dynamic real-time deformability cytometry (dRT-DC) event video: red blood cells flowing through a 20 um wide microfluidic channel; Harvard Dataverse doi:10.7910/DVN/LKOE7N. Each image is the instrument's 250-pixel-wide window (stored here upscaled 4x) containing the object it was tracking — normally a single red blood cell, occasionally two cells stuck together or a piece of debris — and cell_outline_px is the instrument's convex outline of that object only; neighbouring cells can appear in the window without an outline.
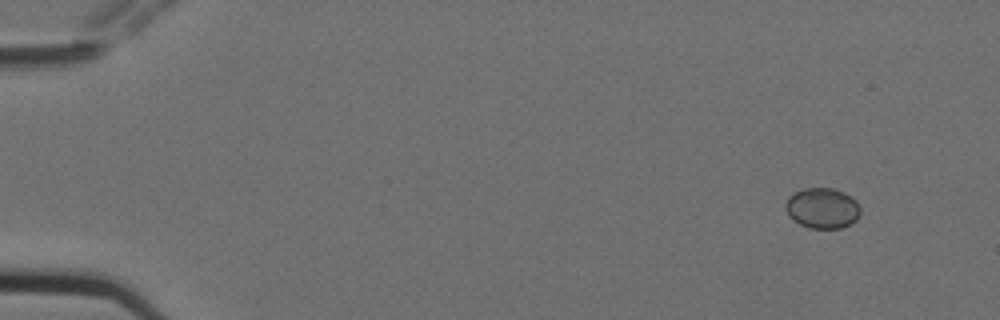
{"species": "Egyptian fruit bat (a non-hibernating species)", "species_latin": "Rousettus aegyptiacus", "temperature_condition": "cold", "stored_images_in_passage": 5, "camera_frame_rate_fps": 3000, "um_per_image_px": 0.085, "animal": {"sex": "female"}, "frame": {"image": 1, "passage_image": 1, "time_ms": 0.0, "image_size_px": [1000, 320], "cell_outline_px": [[860, 212], [856, 220], [852, 224], [840, 228], [808, 228], [792, 220], [788, 216], [784, 208], [784, 204], [788, 196], [804, 188], [832, 188], [844, 192], [852, 196], [856, 200], [860, 208]], "centroid_in_image_um": [69.88, 17.69], "position_along_channel_um": 15.1, "area_um2": 17.98}}
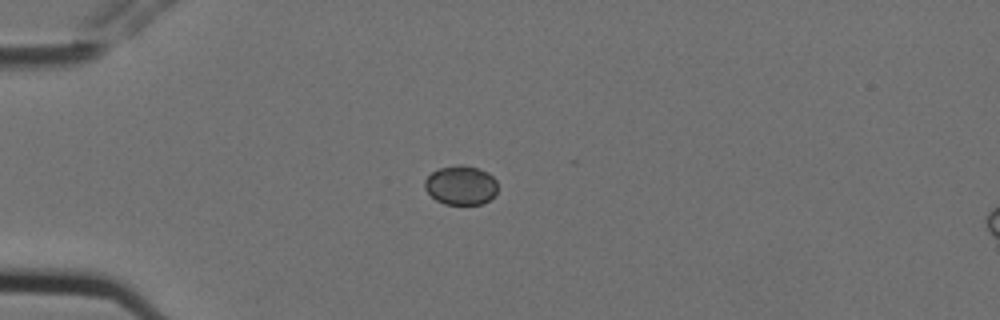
{"frame": {"image": 2, "passage_image": 4, "time_ms": 1.0, "image_size_px": [1000, 320], "cell_outline_px": [[496, 192], [484, 204], [444, 204], [436, 200], [424, 188], [424, 180], [432, 172], [440, 168], [456, 164], [464, 164], [488, 172], [496, 180]], "centroid_in_image_um": [39.16, 15.73], "position_along_channel_um": 45.8, "area_um2": 16.65}}